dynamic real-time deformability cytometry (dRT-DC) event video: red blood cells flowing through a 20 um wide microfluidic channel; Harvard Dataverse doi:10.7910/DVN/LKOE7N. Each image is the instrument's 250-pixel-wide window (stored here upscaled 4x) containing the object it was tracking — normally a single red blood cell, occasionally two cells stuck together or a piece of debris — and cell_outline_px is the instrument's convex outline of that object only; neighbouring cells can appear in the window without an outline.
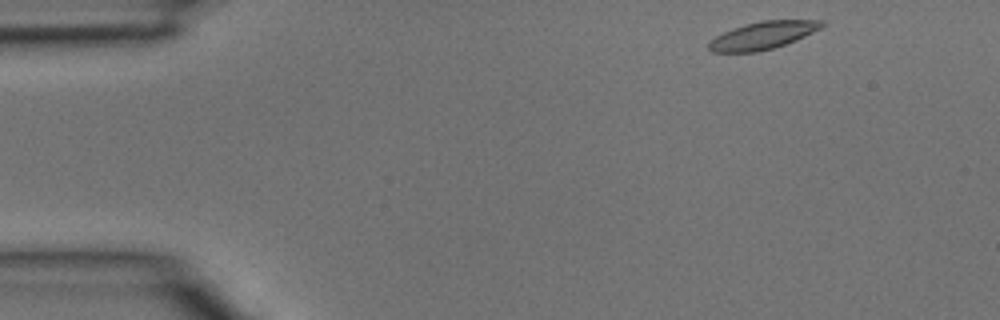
{"species": "common noctule bat (a hibernating species)", "species_latin": "Nyctalus noctula", "temperature_condition": "room temperature", "stored_images_in_passage": 4, "segment_of_instrument_passage": [1, 2], "camera_frame_rate_fps": 3000, "um_per_image_px": 0.085, "animal": {"sex": "male", "body_mass_g": 15.6}, "frame": {"image": 1, "passage_image": 1, "time_ms": 0.0, "image_size_px": [1000, 320], "cell_outline_px": [[824, 24], [820, 28], [796, 40], [772, 48], [756, 52], [712, 52], [708, 48], [708, 44], [716, 36], [732, 28], [744, 24], [764, 20], [824, 20]], "centroid_in_image_um": [64.82, 3.0], "position_along_channel_um": 20.2, "area_um2": 17.92}}
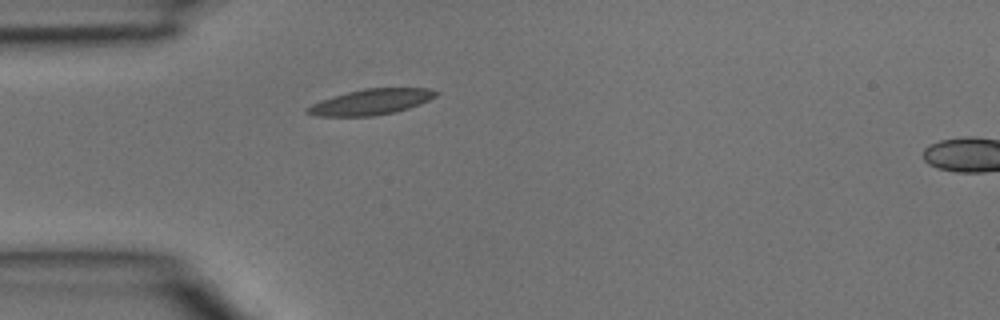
{"frame": {"image": 2, "passage_image": 3, "time_ms": 0.667, "image_size_px": [1000, 320], "cell_outline_px": [[440, 92], [436, 96], [420, 104], [396, 112], [372, 116], [316, 116], [304, 112], [304, 108], [320, 100], [332, 96], [364, 88], [428, 88]], "centroid_in_image_um": [31.51, 8.66], "position_along_channel_um": 53.5, "area_um2": 19.31}}